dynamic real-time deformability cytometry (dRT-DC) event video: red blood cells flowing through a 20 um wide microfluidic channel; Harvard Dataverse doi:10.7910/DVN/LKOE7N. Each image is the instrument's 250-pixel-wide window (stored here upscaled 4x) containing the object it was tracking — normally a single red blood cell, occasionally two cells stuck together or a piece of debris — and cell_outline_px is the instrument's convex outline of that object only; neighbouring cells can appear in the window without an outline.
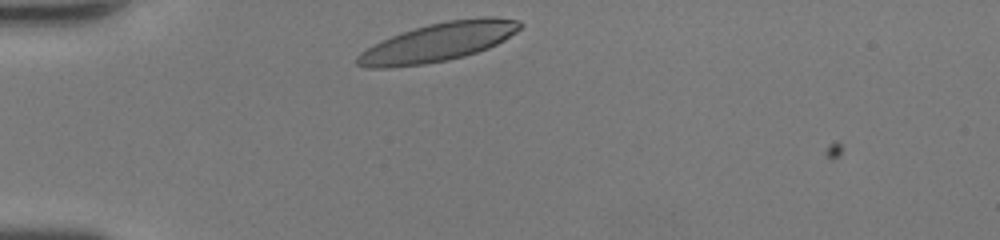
{"species": "human", "species_latin": "Homo sapiens", "temperature_condition": "room temperature", "stored_images_in_passage": 27, "camera_frame_rate_fps": 3000, "um_per_image_px": 0.085, "donor": {"sex": "female"}, "frame": {"image": 1, "passage_image": 1, "time_ms": 0.0, "image_size_px": [1000, 240], "cell_outline_px": [[524, 24], [516, 32], [504, 40], [488, 48], [464, 56], [448, 60], [424, 64], [388, 68], [364, 68], [356, 64], [356, 56], [360, 52], [380, 40], [428, 24], [448, 20], [484, 16], [492, 16], [516, 20]], "centroid_in_image_um": [37.23, 3.59], "position_along_channel_um": 47.8, "area_um2": 36.59}}
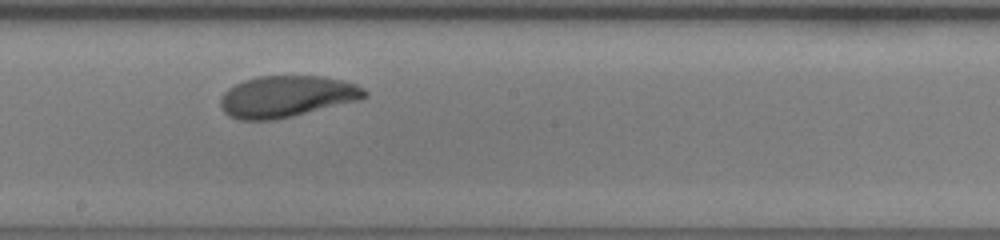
{"frame": {"image": 2, "passage_image": 15, "time_ms": 4.667, "image_size_px": [1000, 240], "cell_outline_px": [[368, 96], [360, 100], [276, 120], [240, 120], [228, 116], [220, 108], [220, 96], [228, 88], [244, 80], [260, 76], [324, 76], [344, 80], [356, 84], [364, 88], [368, 92]], "centroid_in_image_um": [24.37, 8.2], "position_along_channel_um": 223.8, "area_um2": 35.2}}
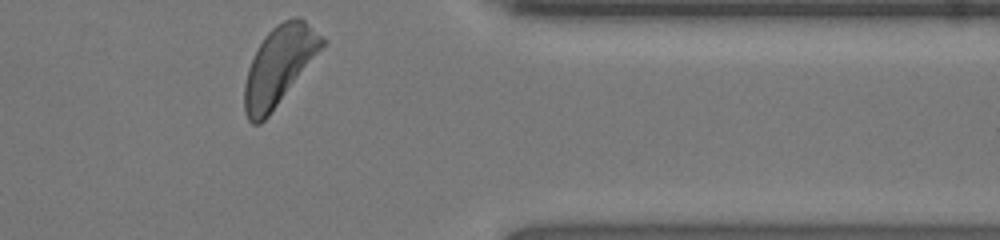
{"frame": {"image": 3, "passage_image": 27, "time_ms": 8.667, "image_size_px": [1000, 240], "cell_outline_px": [[328, 40], [268, 116], [260, 124], [252, 124], [248, 120], [244, 112], [244, 84], [248, 68], [264, 36], [276, 24], [284, 20], [296, 16], [300, 16]], "centroid_in_image_um": [23.71, 5.56], "position_along_channel_um": 387.7, "area_um2": 35.03}, "authors_computed_cell_mechanics": {"area_um2": 35.3736, "velocity_mm_per_s": 4.3594, "shape_relaxation_time_tau1_ms": 2.466, "shape_relaxation_time_tau2_ms": 4.8217, "deformation_change_tau1": 0.1558, "deformation_change_tau2": 0.1278}}